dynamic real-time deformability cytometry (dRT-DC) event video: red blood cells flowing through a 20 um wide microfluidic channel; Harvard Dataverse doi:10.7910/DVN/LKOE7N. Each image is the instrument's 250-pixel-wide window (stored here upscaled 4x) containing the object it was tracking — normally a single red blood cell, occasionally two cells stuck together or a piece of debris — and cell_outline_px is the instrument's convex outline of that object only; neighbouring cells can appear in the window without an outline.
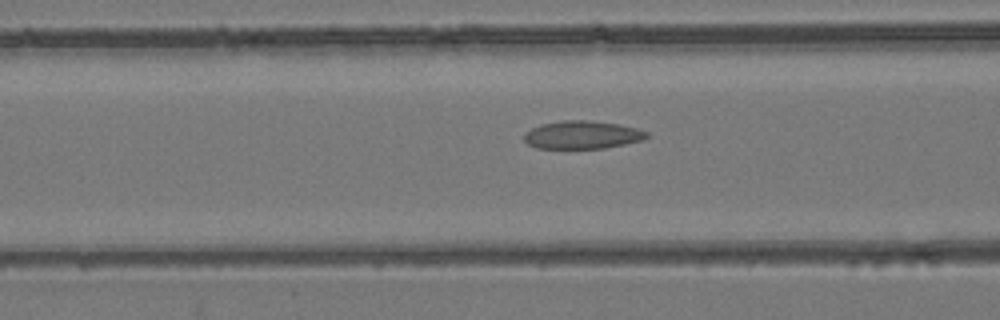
{"species": "common noctule bat (a hibernating species)", "species_latin": "Nyctalus noctula", "temperature_condition": "room temperature", "stored_images_in_passage": 7, "segment_of_instrument_passage": [2, 2], "camera_frame_rate_fps": 3000, "um_per_image_px": 0.085, "animal": {"sex": "female", "body_mass_g": 24.6, "forearm_length_mm": 56.2}, "frame": {"image": 1, "passage_image": 7, "time_ms": 2.0, "image_size_px": [1000, 320], "cell_outline_px": [[648, 136], [644, 140], [604, 148], [536, 148], [528, 144], [524, 140], [524, 136], [532, 128], [540, 124], [564, 120], [588, 120], [620, 124], [636, 128], [648, 132]], "centroid_in_image_um": [49.51, 11.46], "position_along_channel_um": 117.1, "area_um2": 19.94}}